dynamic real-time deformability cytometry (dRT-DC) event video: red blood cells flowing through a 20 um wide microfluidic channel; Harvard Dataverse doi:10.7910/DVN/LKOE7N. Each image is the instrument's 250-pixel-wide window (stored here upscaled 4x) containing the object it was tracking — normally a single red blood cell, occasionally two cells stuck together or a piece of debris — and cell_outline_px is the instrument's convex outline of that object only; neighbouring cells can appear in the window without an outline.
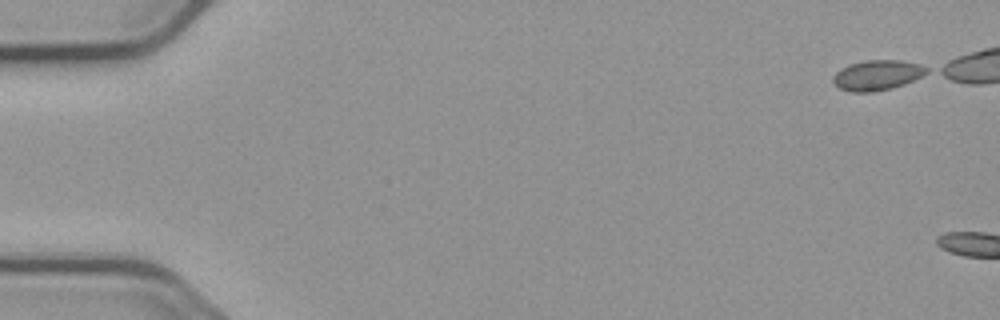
{"species": "common noctule bat (a hibernating species)", "species_latin": "Nyctalus noctula", "temperature_condition": "cold", "stored_images_in_passage": 2, "camera_frame_rate_fps": 3000, "um_per_image_px": 0.085, "animal": {"sex": "male", "body_mass_g": 23.1, "forearm_length_mm": 52.7}, "frame": {"image": 1, "passage_image": 1, "time_ms": 0.0, "image_size_px": [1000, 320], "cell_outline_px": [[928, 72], [904, 84], [892, 88], [872, 92], [852, 92], [840, 88], [832, 80], [832, 76], [836, 72], [848, 64], [864, 60], [900, 60], [920, 64], [928, 68]], "centroid_in_image_um": [74.54, 6.38], "position_along_channel_um": 10.5, "area_um2": 16.36}}